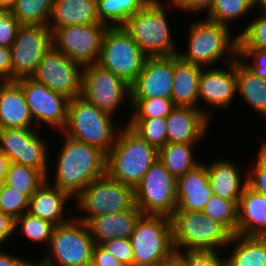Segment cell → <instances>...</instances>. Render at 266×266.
<instances>
[{"label":"cell","mask_w":266,"mask_h":266,"mask_svg":"<svg viewBox=\"0 0 266 266\" xmlns=\"http://www.w3.org/2000/svg\"><path fill=\"white\" fill-rule=\"evenodd\" d=\"M52 5L53 0H15L10 12L20 24L49 26Z\"/></svg>","instance_id":"cell-34"},{"label":"cell","mask_w":266,"mask_h":266,"mask_svg":"<svg viewBox=\"0 0 266 266\" xmlns=\"http://www.w3.org/2000/svg\"><path fill=\"white\" fill-rule=\"evenodd\" d=\"M107 28L104 23L57 28L52 33V45L82 66L93 64L98 62L103 35Z\"/></svg>","instance_id":"cell-14"},{"label":"cell","mask_w":266,"mask_h":266,"mask_svg":"<svg viewBox=\"0 0 266 266\" xmlns=\"http://www.w3.org/2000/svg\"><path fill=\"white\" fill-rule=\"evenodd\" d=\"M94 245L86 223L69 220L54 227L49 243L51 255L42 258L41 263L46 266H91Z\"/></svg>","instance_id":"cell-7"},{"label":"cell","mask_w":266,"mask_h":266,"mask_svg":"<svg viewBox=\"0 0 266 266\" xmlns=\"http://www.w3.org/2000/svg\"><path fill=\"white\" fill-rule=\"evenodd\" d=\"M10 12L9 9L0 7V22L4 19V17Z\"/></svg>","instance_id":"cell-56"},{"label":"cell","mask_w":266,"mask_h":266,"mask_svg":"<svg viewBox=\"0 0 266 266\" xmlns=\"http://www.w3.org/2000/svg\"><path fill=\"white\" fill-rule=\"evenodd\" d=\"M149 1L150 0H96L97 13L100 21L108 27L122 26L127 19L140 11Z\"/></svg>","instance_id":"cell-32"},{"label":"cell","mask_w":266,"mask_h":266,"mask_svg":"<svg viewBox=\"0 0 266 266\" xmlns=\"http://www.w3.org/2000/svg\"><path fill=\"white\" fill-rule=\"evenodd\" d=\"M129 240L133 266H154L174 251L171 219L162 215H142Z\"/></svg>","instance_id":"cell-8"},{"label":"cell","mask_w":266,"mask_h":266,"mask_svg":"<svg viewBox=\"0 0 266 266\" xmlns=\"http://www.w3.org/2000/svg\"><path fill=\"white\" fill-rule=\"evenodd\" d=\"M251 174L247 177V185L266 197V159L260 154L257 157L256 165Z\"/></svg>","instance_id":"cell-45"},{"label":"cell","mask_w":266,"mask_h":266,"mask_svg":"<svg viewBox=\"0 0 266 266\" xmlns=\"http://www.w3.org/2000/svg\"><path fill=\"white\" fill-rule=\"evenodd\" d=\"M29 197L4 184L0 193V210L14 219L28 211ZM27 209L26 211H24Z\"/></svg>","instance_id":"cell-41"},{"label":"cell","mask_w":266,"mask_h":266,"mask_svg":"<svg viewBox=\"0 0 266 266\" xmlns=\"http://www.w3.org/2000/svg\"><path fill=\"white\" fill-rule=\"evenodd\" d=\"M15 228V219L3 213L0 210V243L4 242L11 234L14 233Z\"/></svg>","instance_id":"cell-50"},{"label":"cell","mask_w":266,"mask_h":266,"mask_svg":"<svg viewBox=\"0 0 266 266\" xmlns=\"http://www.w3.org/2000/svg\"><path fill=\"white\" fill-rule=\"evenodd\" d=\"M0 79L1 82H12L11 50L0 46Z\"/></svg>","instance_id":"cell-48"},{"label":"cell","mask_w":266,"mask_h":266,"mask_svg":"<svg viewBox=\"0 0 266 266\" xmlns=\"http://www.w3.org/2000/svg\"><path fill=\"white\" fill-rule=\"evenodd\" d=\"M192 147L186 143H167L158 150V160L177 179L200 164L193 159Z\"/></svg>","instance_id":"cell-31"},{"label":"cell","mask_w":266,"mask_h":266,"mask_svg":"<svg viewBox=\"0 0 266 266\" xmlns=\"http://www.w3.org/2000/svg\"><path fill=\"white\" fill-rule=\"evenodd\" d=\"M146 57L122 26H109L97 63L131 85L142 71Z\"/></svg>","instance_id":"cell-9"},{"label":"cell","mask_w":266,"mask_h":266,"mask_svg":"<svg viewBox=\"0 0 266 266\" xmlns=\"http://www.w3.org/2000/svg\"><path fill=\"white\" fill-rule=\"evenodd\" d=\"M213 195L204 163L177 178L176 209L179 211L202 212Z\"/></svg>","instance_id":"cell-20"},{"label":"cell","mask_w":266,"mask_h":266,"mask_svg":"<svg viewBox=\"0 0 266 266\" xmlns=\"http://www.w3.org/2000/svg\"><path fill=\"white\" fill-rule=\"evenodd\" d=\"M209 115L200 108L175 107L166 117L167 143L193 145L205 135Z\"/></svg>","instance_id":"cell-21"},{"label":"cell","mask_w":266,"mask_h":266,"mask_svg":"<svg viewBox=\"0 0 266 266\" xmlns=\"http://www.w3.org/2000/svg\"><path fill=\"white\" fill-rule=\"evenodd\" d=\"M49 29L69 25L102 23L97 13L96 0H53Z\"/></svg>","instance_id":"cell-25"},{"label":"cell","mask_w":266,"mask_h":266,"mask_svg":"<svg viewBox=\"0 0 266 266\" xmlns=\"http://www.w3.org/2000/svg\"><path fill=\"white\" fill-rule=\"evenodd\" d=\"M31 266H46V265H44L43 263H41V262H39V263H32V265Z\"/></svg>","instance_id":"cell-59"},{"label":"cell","mask_w":266,"mask_h":266,"mask_svg":"<svg viewBox=\"0 0 266 266\" xmlns=\"http://www.w3.org/2000/svg\"><path fill=\"white\" fill-rule=\"evenodd\" d=\"M177 251L184 259L185 266H229L227 259L219 258L216 250L185 249ZM182 253V254H181Z\"/></svg>","instance_id":"cell-42"},{"label":"cell","mask_w":266,"mask_h":266,"mask_svg":"<svg viewBox=\"0 0 266 266\" xmlns=\"http://www.w3.org/2000/svg\"><path fill=\"white\" fill-rule=\"evenodd\" d=\"M76 198L80 210L87 212L86 216L77 218L84 223L101 215L129 210L135 205L134 189L107 174L93 180Z\"/></svg>","instance_id":"cell-10"},{"label":"cell","mask_w":266,"mask_h":266,"mask_svg":"<svg viewBox=\"0 0 266 266\" xmlns=\"http://www.w3.org/2000/svg\"><path fill=\"white\" fill-rule=\"evenodd\" d=\"M0 150L10 162L37 168L47 177V148L31 129H0Z\"/></svg>","instance_id":"cell-17"},{"label":"cell","mask_w":266,"mask_h":266,"mask_svg":"<svg viewBox=\"0 0 266 266\" xmlns=\"http://www.w3.org/2000/svg\"><path fill=\"white\" fill-rule=\"evenodd\" d=\"M100 245L124 266H133V249L129 238H113Z\"/></svg>","instance_id":"cell-43"},{"label":"cell","mask_w":266,"mask_h":266,"mask_svg":"<svg viewBox=\"0 0 266 266\" xmlns=\"http://www.w3.org/2000/svg\"><path fill=\"white\" fill-rule=\"evenodd\" d=\"M52 46V32L42 24H21L10 47L12 81L32 77L44 53Z\"/></svg>","instance_id":"cell-12"},{"label":"cell","mask_w":266,"mask_h":266,"mask_svg":"<svg viewBox=\"0 0 266 266\" xmlns=\"http://www.w3.org/2000/svg\"><path fill=\"white\" fill-rule=\"evenodd\" d=\"M20 25L11 12L4 17L0 22V46L11 47Z\"/></svg>","instance_id":"cell-46"},{"label":"cell","mask_w":266,"mask_h":266,"mask_svg":"<svg viewBox=\"0 0 266 266\" xmlns=\"http://www.w3.org/2000/svg\"><path fill=\"white\" fill-rule=\"evenodd\" d=\"M259 154L266 159V141L262 143Z\"/></svg>","instance_id":"cell-57"},{"label":"cell","mask_w":266,"mask_h":266,"mask_svg":"<svg viewBox=\"0 0 266 266\" xmlns=\"http://www.w3.org/2000/svg\"><path fill=\"white\" fill-rule=\"evenodd\" d=\"M177 179L157 160L134 189L135 205L143 215L171 217L177 207Z\"/></svg>","instance_id":"cell-11"},{"label":"cell","mask_w":266,"mask_h":266,"mask_svg":"<svg viewBox=\"0 0 266 266\" xmlns=\"http://www.w3.org/2000/svg\"><path fill=\"white\" fill-rule=\"evenodd\" d=\"M143 213L134 205L131 209L90 219L86 225L95 244L113 238H130Z\"/></svg>","instance_id":"cell-23"},{"label":"cell","mask_w":266,"mask_h":266,"mask_svg":"<svg viewBox=\"0 0 266 266\" xmlns=\"http://www.w3.org/2000/svg\"><path fill=\"white\" fill-rule=\"evenodd\" d=\"M238 241L227 257L229 266H266V236L232 235L230 242Z\"/></svg>","instance_id":"cell-29"},{"label":"cell","mask_w":266,"mask_h":266,"mask_svg":"<svg viewBox=\"0 0 266 266\" xmlns=\"http://www.w3.org/2000/svg\"><path fill=\"white\" fill-rule=\"evenodd\" d=\"M91 266H124L100 244H95L92 251Z\"/></svg>","instance_id":"cell-47"},{"label":"cell","mask_w":266,"mask_h":266,"mask_svg":"<svg viewBox=\"0 0 266 266\" xmlns=\"http://www.w3.org/2000/svg\"><path fill=\"white\" fill-rule=\"evenodd\" d=\"M154 266H185V263L183 257L177 251H173L168 257L157 262Z\"/></svg>","instance_id":"cell-52"},{"label":"cell","mask_w":266,"mask_h":266,"mask_svg":"<svg viewBox=\"0 0 266 266\" xmlns=\"http://www.w3.org/2000/svg\"><path fill=\"white\" fill-rule=\"evenodd\" d=\"M82 68L80 96L113 115L126 93L130 95V85L97 62Z\"/></svg>","instance_id":"cell-13"},{"label":"cell","mask_w":266,"mask_h":266,"mask_svg":"<svg viewBox=\"0 0 266 266\" xmlns=\"http://www.w3.org/2000/svg\"><path fill=\"white\" fill-rule=\"evenodd\" d=\"M237 57L242 59L244 57H253V64H247L244 61L243 63L252 73L259 76L266 83V49H238Z\"/></svg>","instance_id":"cell-44"},{"label":"cell","mask_w":266,"mask_h":266,"mask_svg":"<svg viewBox=\"0 0 266 266\" xmlns=\"http://www.w3.org/2000/svg\"><path fill=\"white\" fill-rule=\"evenodd\" d=\"M10 255L0 250V266H31L33 263Z\"/></svg>","instance_id":"cell-51"},{"label":"cell","mask_w":266,"mask_h":266,"mask_svg":"<svg viewBox=\"0 0 266 266\" xmlns=\"http://www.w3.org/2000/svg\"><path fill=\"white\" fill-rule=\"evenodd\" d=\"M47 179L37 168L10 162L5 184L30 198Z\"/></svg>","instance_id":"cell-33"},{"label":"cell","mask_w":266,"mask_h":266,"mask_svg":"<svg viewBox=\"0 0 266 266\" xmlns=\"http://www.w3.org/2000/svg\"><path fill=\"white\" fill-rule=\"evenodd\" d=\"M253 7V0H213L206 18L229 26L231 19L247 14Z\"/></svg>","instance_id":"cell-37"},{"label":"cell","mask_w":266,"mask_h":266,"mask_svg":"<svg viewBox=\"0 0 266 266\" xmlns=\"http://www.w3.org/2000/svg\"><path fill=\"white\" fill-rule=\"evenodd\" d=\"M10 161L9 158L0 150V178L6 179Z\"/></svg>","instance_id":"cell-53"},{"label":"cell","mask_w":266,"mask_h":266,"mask_svg":"<svg viewBox=\"0 0 266 266\" xmlns=\"http://www.w3.org/2000/svg\"><path fill=\"white\" fill-rule=\"evenodd\" d=\"M201 69L202 67L185 62L174 55L171 99L175 107L197 108Z\"/></svg>","instance_id":"cell-26"},{"label":"cell","mask_w":266,"mask_h":266,"mask_svg":"<svg viewBox=\"0 0 266 266\" xmlns=\"http://www.w3.org/2000/svg\"><path fill=\"white\" fill-rule=\"evenodd\" d=\"M171 4H174V6H176V8L178 7V9H182L185 11H189V10H193L194 12L199 11L201 12V10L204 9H210L213 0H170Z\"/></svg>","instance_id":"cell-49"},{"label":"cell","mask_w":266,"mask_h":266,"mask_svg":"<svg viewBox=\"0 0 266 266\" xmlns=\"http://www.w3.org/2000/svg\"><path fill=\"white\" fill-rule=\"evenodd\" d=\"M111 118V114L100 110L81 96L72 98L69 101L64 135L94 146L107 155L117 136Z\"/></svg>","instance_id":"cell-3"},{"label":"cell","mask_w":266,"mask_h":266,"mask_svg":"<svg viewBox=\"0 0 266 266\" xmlns=\"http://www.w3.org/2000/svg\"><path fill=\"white\" fill-rule=\"evenodd\" d=\"M21 224L20 232L33 242L50 243L52 232L55 227L51 222L25 212L15 219V228Z\"/></svg>","instance_id":"cell-38"},{"label":"cell","mask_w":266,"mask_h":266,"mask_svg":"<svg viewBox=\"0 0 266 266\" xmlns=\"http://www.w3.org/2000/svg\"><path fill=\"white\" fill-rule=\"evenodd\" d=\"M15 0H0V7L11 9Z\"/></svg>","instance_id":"cell-54"},{"label":"cell","mask_w":266,"mask_h":266,"mask_svg":"<svg viewBox=\"0 0 266 266\" xmlns=\"http://www.w3.org/2000/svg\"><path fill=\"white\" fill-rule=\"evenodd\" d=\"M23 89L33 120L64 129L70 99L55 92L32 77L16 81ZM35 118V119H34Z\"/></svg>","instance_id":"cell-16"},{"label":"cell","mask_w":266,"mask_h":266,"mask_svg":"<svg viewBox=\"0 0 266 266\" xmlns=\"http://www.w3.org/2000/svg\"><path fill=\"white\" fill-rule=\"evenodd\" d=\"M33 118L24 91L16 82L0 84V129H30Z\"/></svg>","instance_id":"cell-22"},{"label":"cell","mask_w":266,"mask_h":266,"mask_svg":"<svg viewBox=\"0 0 266 266\" xmlns=\"http://www.w3.org/2000/svg\"><path fill=\"white\" fill-rule=\"evenodd\" d=\"M229 26L205 19L195 21L190 26L188 52L177 56L185 62L205 68L216 63L226 50L234 56L238 54V36L230 38ZM225 52V53H224Z\"/></svg>","instance_id":"cell-6"},{"label":"cell","mask_w":266,"mask_h":266,"mask_svg":"<svg viewBox=\"0 0 266 266\" xmlns=\"http://www.w3.org/2000/svg\"><path fill=\"white\" fill-rule=\"evenodd\" d=\"M81 67L52 45L44 53L32 78L72 99L81 94Z\"/></svg>","instance_id":"cell-15"},{"label":"cell","mask_w":266,"mask_h":266,"mask_svg":"<svg viewBox=\"0 0 266 266\" xmlns=\"http://www.w3.org/2000/svg\"><path fill=\"white\" fill-rule=\"evenodd\" d=\"M129 101L135 109V114L130 119L167 117L175 108L171 98L130 99Z\"/></svg>","instance_id":"cell-39"},{"label":"cell","mask_w":266,"mask_h":266,"mask_svg":"<svg viewBox=\"0 0 266 266\" xmlns=\"http://www.w3.org/2000/svg\"><path fill=\"white\" fill-rule=\"evenodd\" d=\"M237 91L254 110L266 117V83L236 58Z\"/></svg>","instance_id":"cell-30"},{"label":"cell","mask_w":266,"mask_h":266,"mask_svg":"<svg viewBox=\"0 0 266 266\" xmlns=\"http://www.w3.org/2000/svg\"><path fill=\"white\" fill-rule=\"evenodd\" d=\"M65 136L54 186L76 198L93 180L106 175L107 155L94 146Z\"/></svg>","instance_id":"cell-1"},{"label":"cell","mask_w":266,"mask_h":266,"mask_svg":"<svg viewBox=\"0 0 266 266\" xmlns=\"http://www.w3.org/2000/svg\"><path fill=\"white\" fill-rule=\"evenodd\" d=\"M238 34V49H266V11Z\"/></svg>","instance_id":"cell-40"},{"label":"cell","mask_w":266,"mask_h":266,"mask_svg":"<svg viewBox=\"0 0 266 266\" xmlns=\"http://www.w3.org/2000/svg\"><path fill=\"white\" fill-rule=\"evenodd\" d=\"M159 0H150L140 11L125 21L122 27L147 57L173 56L170 27Z\"/></svg>","instance_id":"cell-4"},{"label":"cell","mask_w":266,"mask_h":266,"mask_svg":"<svg viewBox=\"0 0 266 266\" xmlns=\"http://www.w3.org/2000/svg\"><path fill=\"white\" fill-rule=\"evenodd\" d=\"M236 57H231L230 62L227 61L230 71L216 68L201 69L198 100L202 98L214 108H227L237 92Z\"/></svg>","instance_id":"cell-19"},{"label":"cell","mask_w":266,"mask_h":266,"mask_svg":"<svg viewBox=\"0 0 266 266\" xmlns=\"http://www.w3.org/2000/svg\"><path fill=\"white\" fill-rule=\"evenodd\" d=\"M69 198L71 197L67 193L56 186H49L48 181H45L29 198L27 212L55 226L65 224L69 221L64 220L62 213L64 204Z\"/></svg>","instance_id":"cell-27"},{"label":"cell","mask_w":266,"mask_h":266,"mask_svg":"<svg viewBox=\"0 0 266 266\" xmlns=\"http://www.w3.org/2000/svg\"><path fill=\"white\" fill-rule=\"evenodd\" d=\"M236 167L228 160H219L208 165L207 171L213 194L238 204L247 186V178L241 185V174Z\"/></svg>","instance_id":"cell-28"},{"label":"cell","mask_w":266,"mask_h":266,"mask_svg":"<svg viewBox=\"0 0 266 266\" xmlns=\"http://www.w3.org/2000/svg\"><path fill=\"white\" fill-rule=\"evenodd\" d=\"M4 184H5V180L0 178V193H1L2 189H3V187H4Z\"/></svg>","instance_id":"cell-58"},{"label":"cell","mask_w":266,"mask_h":266,"mask_svg":"<svg viewBox=\"0 0 266 266\" xmlns=\"http://www.w3.org/2000/svg\"><path fill=\"white\" fill-rule=\"evenodd\" d=\"M117 132L115 143L107 154L106 174L135 189L144 174L158 160V150L128 125Z\"/></svg>","instance_id":"cell-2"},{"label":"cell","mask_w":266,"mask_h":266,"mask_svg":"<svg viewBox=\"0 0 266 266\" xmlns=\"http://www.w3.org/2000/svg\"><path fill=\"white\" fill-rule=\"evenodd\" d=\"M173 56L146 57L142 71L130 85V99L171 98Z\"/></svg>","instance_id":"cell-18"},{"label":"cell","mask_w":266,"mask_h":266,"mask_svg":"<svg viewBox=\"0 0 266 266\" xmlns=\"http://www.w3.org/2000/svg\"><path fill=\"white\" fill-rule=\"evenodd\" d=\"M174 251L186 249L215 250L230 243L232 234L203 212L175 210L170 217Z\"/></svg>","instance_id":"cell-5"},{"label":"cell","mask_w":266,"mask_h":266,"mask_svg":"<svg viewBox=\"0 0 266 266\" xmlns=\"http://www.w3.org/2000/svg\"><path fill=\"white\" fill-rule=\"evenodd\" d=\"M130 120L127 125L149 145L159 150L167 144L166 117Z\"/></svg>","instance_id":"cell-35"},{"label":"cell","mask_w":266,"mask_h":266,"mask_svg":"<svg viewBox=\"0 0 266 266\" xmlns=\"http://www.w3.org/2000/svg\"><path fill=\"white\" fill-rule=\"evenodd\" d=\"M202 212L222 224L232 235L237 234L238 206L235 201L213 195Z\"/></svg>","instance_id":"cell-36"},{"label":"cell","mask_w":266,"mask_h":266,"mask_svg":"<svg viewBox=\"0 0 266 266\" xmlns=\"http://www.w3.org/2000/svg\"><path fill=\"white\" fill-rule=\"evenodd\" d=\"M237 206V235L266 236V197L247 185Z\"/></svg>","instance_id":"cell-24"},{"label":"cell","mask_w":266,"mask_h":266,"mask_svg":"<svg viewBox=\"0 0 266 266\" xmlns=\"http://www.w3.org/2000/svg\"><path fill=\"white\" fill-rule=\"evenodd\" d=\"M253 4L258 5V11L262 10L266 11V0H253Z\"/></svg>","instance_id":"cell-55"}]
</instances>
